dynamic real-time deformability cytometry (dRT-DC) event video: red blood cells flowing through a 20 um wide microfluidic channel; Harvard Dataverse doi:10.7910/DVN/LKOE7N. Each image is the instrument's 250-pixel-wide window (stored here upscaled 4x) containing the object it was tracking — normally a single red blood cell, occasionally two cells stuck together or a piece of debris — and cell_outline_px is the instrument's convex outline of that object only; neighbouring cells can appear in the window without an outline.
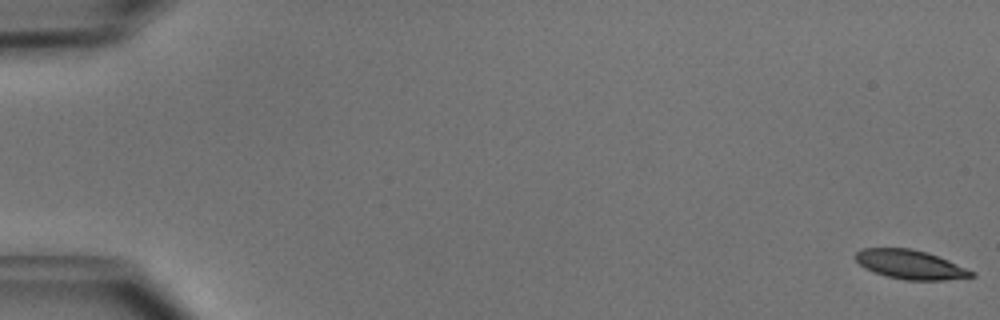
{"species": "common noctule bat (a hibernating species)", "species_latin": "Nyctalus noctula", "temperature_condition": "cold", "stored_images_in_passage": 52, "camera_frame_rate_fps": 3000, "um_per_image_px": 0.085, "animal": {"sex": "male", "body_mass_g": 15.6}, "frame": {"image": 1, "passage_image": 1, "time_ms": 0.0, "image_size_px": [1000, 320], "cell_outline_px": [[976, 276], [944, 280], [904, 280], [888, 276], [864, 268], [852, 256], [860, 248], [912, 248], [928, 252], [948, 260], [976, 272]], "centroid_in_image_um": [77.37, 22.47], "position_along_channel_um": 7.6, "area_um2": 19.77}}
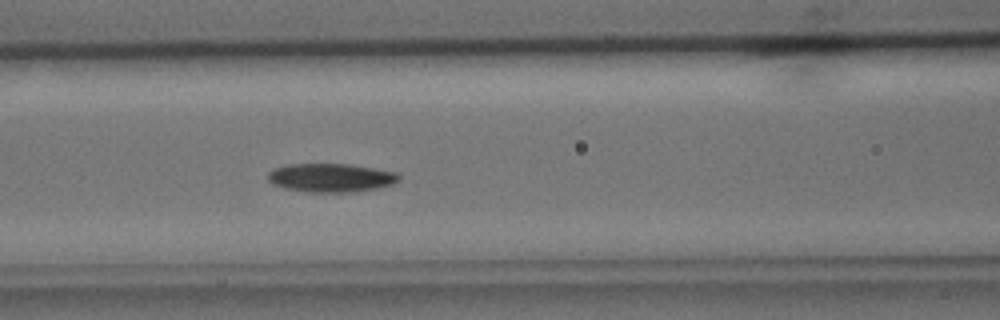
{"frame": {"image": 2, "passage_image": 23, "time_ms": 7.333, "image_size_px": [1000, 320], "cell_outline_px": [[400, 180], [392, 184], [376, 188], [352, 192], [312, 192], [284, 188], [272, 184], [268, 180], [268, 172], [272, 168], [288, 164], [352, 164], [400, 172]], "centroid_in_image_um": [28.14, 15.09], "position_along_channel_um": 138.5, "area_um2": 22.08}}
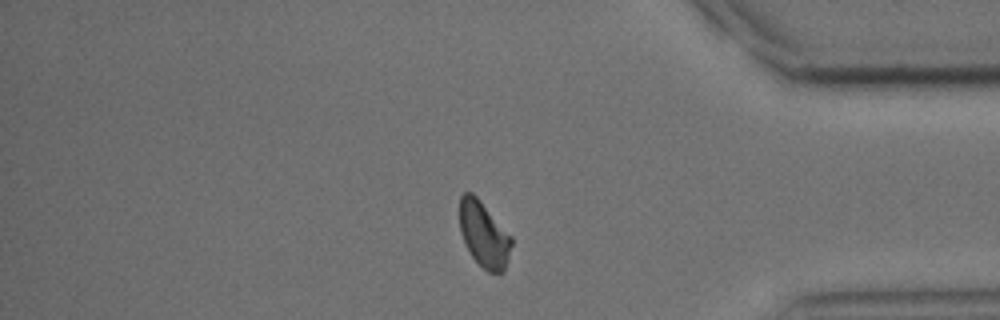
{"frame": {"image": 3, "passage_image": 44, "time_ms": 14.333, "image_size_px": [1000, 320], "cell_outline_px": [[512, 244], [504, 272], [488, 272], [472, 256], [460, 232], [460, 196], [464, 192], [472, 192], [480, 200], [512, 236]], "centroid_in_image_um": [41.14, 19.91], "position_along_channel_um": 394.1, "area_um2": 19.59}, "authors_computed_cell_mechanics": {"area_um2": 20.6346, "velocity_mm_per_s": 3.9549, "shape_relaxation_time_tau1_ms": 3.2176, "shape_relaxation_time_tau2_ms": null, "deformation_change_tau1": 0.1008, "deformation_change_tau2": null}}